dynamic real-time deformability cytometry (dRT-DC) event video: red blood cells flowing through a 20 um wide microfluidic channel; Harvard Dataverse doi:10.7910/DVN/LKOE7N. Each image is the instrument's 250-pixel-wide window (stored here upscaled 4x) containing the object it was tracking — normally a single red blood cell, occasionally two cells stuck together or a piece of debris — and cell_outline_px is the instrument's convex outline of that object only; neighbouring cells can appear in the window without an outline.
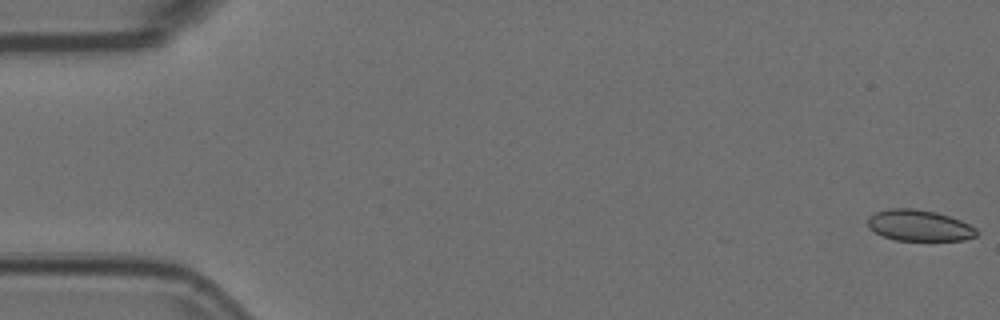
{"species": "Egyptian fruit bat (a non-hibernating species)", "species_latin": "Rousettus aegyptiacus", "temperature_condition": "room temperature", "stored_images_in_passage": 8, "camera_frame_rate_fps": 3000, "um_per_image_px": 0.085, "animal": {"sex": "female"}, "frame": {"image": 1, "passage_image": 1, "time_ms": 0.0, "image_size_px": [1000, 320], "cell_outline_px": [[980, 232], [976, 236], [964, 240], [896, 240], [884, 236], [868, 228], [868, 216], [876, 212], [892, 208], [916, 208], [936, 212], [960, 220], [976, 228]], "centroid_in_image_um": [78.14, 19.16], "position_along_channel_um": 6.9, "area_um2": 19.71}}